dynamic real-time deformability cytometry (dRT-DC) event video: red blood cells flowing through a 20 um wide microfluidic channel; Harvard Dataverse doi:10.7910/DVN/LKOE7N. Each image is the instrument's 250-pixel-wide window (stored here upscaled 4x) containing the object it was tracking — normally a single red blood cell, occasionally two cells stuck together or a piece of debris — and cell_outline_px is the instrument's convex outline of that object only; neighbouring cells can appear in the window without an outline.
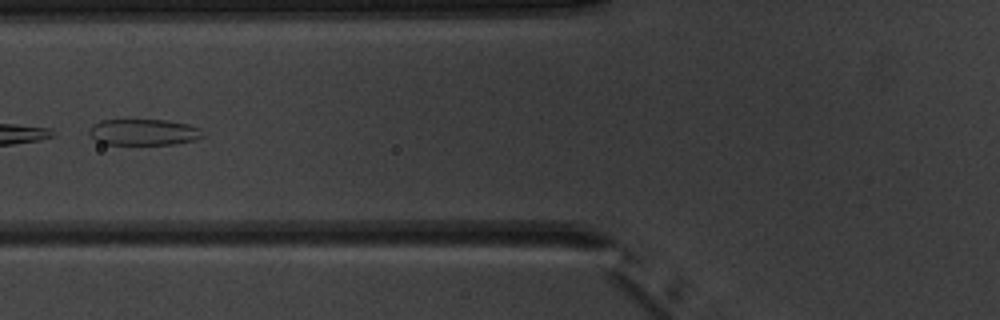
{"species": "common noctule bat (a hibernating species)", "species_latin": "Nyctalus noctula", "temperature_condition": "warm", "stored_images_in_passage": 5, "camera_frame_rate_fps": 3000, "um_per_image_px": 0.085, "animal": {"sex": "male", "body_mass_g": 20.1, "forearm_length_mm": 53.5}, "frame": {"image": 1, "passage_image": 4, "time_ms": 3.667, "image_size_px": [1000, 320], "cell_outline_px": [[204, 136], [192, 140], [172, 144], [104, 144], [96, 140], [88, 132], [92, 124], [100, 120], [164, 120], [188, 124], [200, 128]], "centroid_in_image_um": [12.18, 11.22], "position_along_channel_um": 113.6, "area_um2": 17.17}}
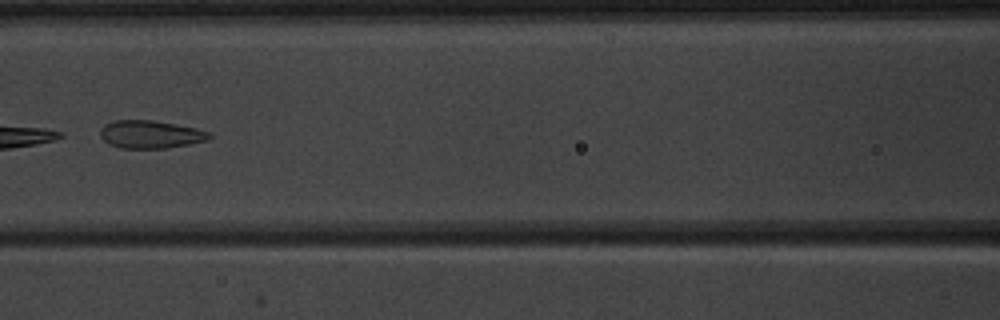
{"frame": {"image": 2, "passage_image": 5, "time_ms": 4.667, "image_size_px": [1000, 320], "cell_outline_px": [[212, 136], [208, 140], [188, 144], [164, 148], [120, 148], [108, 144], [100, 136], [100, 128], [104, 124], [112, 120], [152, 120], [176, 124], [196, 128], [212, 132]], "centroid_in_image_um": [12.78, 11.41], "position_along_channel_um": 153.8, "area_um2": 17.86}}